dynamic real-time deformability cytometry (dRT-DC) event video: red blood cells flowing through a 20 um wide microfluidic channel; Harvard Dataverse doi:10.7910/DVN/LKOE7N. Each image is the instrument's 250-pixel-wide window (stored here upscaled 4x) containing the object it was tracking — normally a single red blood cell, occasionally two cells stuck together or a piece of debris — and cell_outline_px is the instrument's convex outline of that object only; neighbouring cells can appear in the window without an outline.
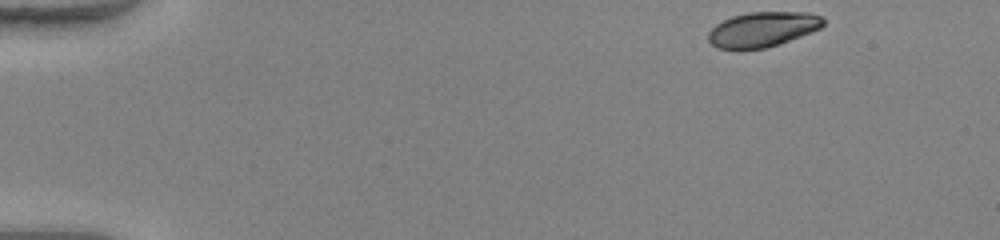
{"species": "human", "species_latin": "Homo sapiens", "temperature_condition": "warm", "stored_images_in_passage": 46, "camera_frame_rate_fps": 3000, "um_per_image_px": 0.085, "donor": {"sex": "female"}, "frame": {"image": 1, "passage_image": 1, "time_ms": 0.0, "image_size_px": [1000, 240], "cell_outline_px": [[824, 24], [820, 28], [812, 32], [764, 48], [716, 48], [708, 40], [708, 32], [716, 24], [732, 16], [748, 12], [808, 12], [820, 16], [824, 20]], "centroid_in_image_um": [64.82, 2.47], "position_along_channel_um": 20.2, "area_um2": 23.06}}
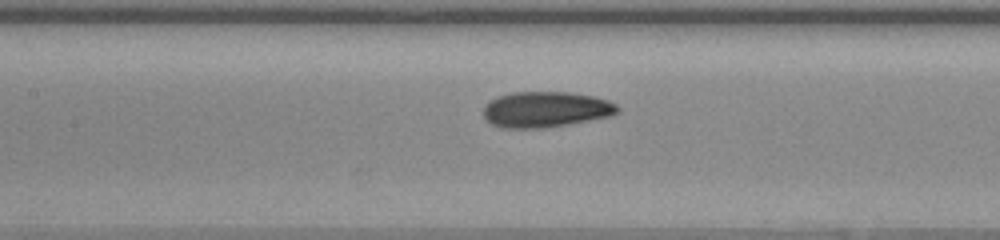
{"frame": {"image": 2, "passage_image": 20, "time_ms": 6.333, "image_size_px": [1000, 240], "cell_outline_px": [[620, 112], [612, 116], [568, 124], [544, 128], [500, 128], [492, 124], [484, 116], [484, 104], [488, 100], [512, 92], [568, 92], [592, 96], [608, 100], [616, 104], [620, 108]], "centroid_in_image_um": [46.4, 9.3], "position_along_channel_um": 161.0, "area_um2": 28.09}}
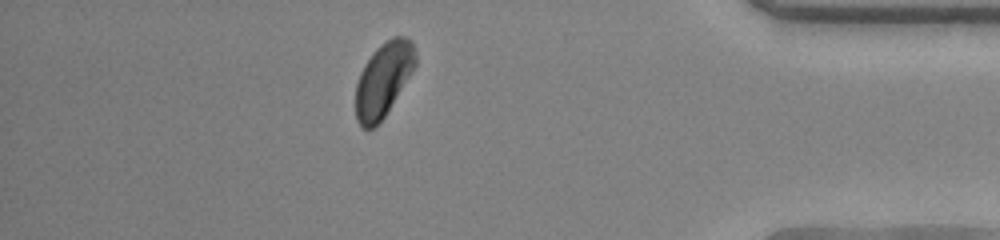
{"frame": {"image": 3, "passage_image": 40, "time_ms": 13.0, "image_size_px": [1000, 240], "cell_outline_px": [[416, 64], [384, 116], [372, 128], [364, 128], [356, 120], [356, 84], [360, 72], [364, 64], [372, 52], [380, 44], [392, 36], [404, 36], [412, 40], [416, 52]], "centroid_in_image_um": [32.58, 6.7], "position_along_channel_um": 402.6, "area_um2": 25.49}, "authors_computed_cell_mechanics": {"area_um2": 26.9059, "velocity_mm_per_s": 4.1114, "shape_relaxation_time_tau1_ms": 3.422, "shape_relaxation_time_tau2_ms": 1.4179, "deformation_change_tau1": 0.1539, "deformation_change_tau2": 0.0519}}